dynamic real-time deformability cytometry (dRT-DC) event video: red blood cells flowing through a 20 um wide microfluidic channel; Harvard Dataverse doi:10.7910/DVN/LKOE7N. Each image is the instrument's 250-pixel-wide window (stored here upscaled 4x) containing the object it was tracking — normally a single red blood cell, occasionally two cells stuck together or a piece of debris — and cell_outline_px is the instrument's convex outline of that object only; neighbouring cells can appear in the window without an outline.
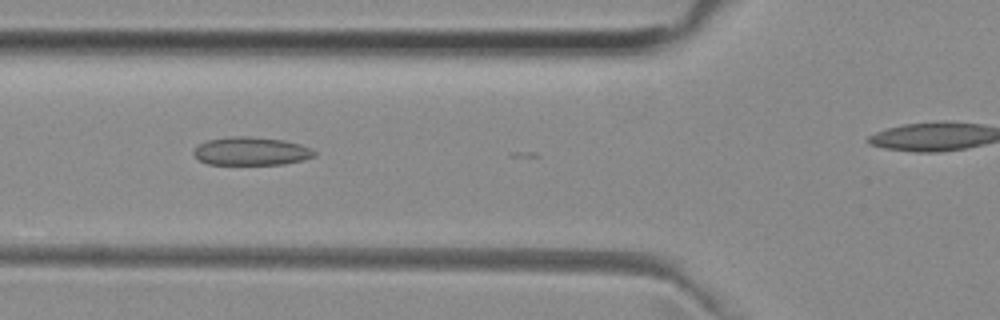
{"species": "common noctule bat (a hibernating species)", "species_latin": "Nyctalus noctula", "temperature_condition": "room temperature", "stored_images_in_passage": 15, "camera_frame_rate_fps": 3000, "um_per_image_px": 0.085, "animal": {"sex": "female", "body_mass_g": 29.2, "forearm_length_mm": 56.3}, "frame": {"image": 1, "passage_image": 8, "time_ms": 2.333, "image_size_px": [1000, 320], "cell_outline_px": [[316, 156], [304, 160], [284, 164], [208, 164], [200, 160], [192, 152], [200, 144], [208, 140], [232, 136], [252, 136], [284, 140], [300, 144], [312, 148], [316, 152]], "centroid_in_image_um": [21.4, 12.85], "position_along_channel_um": 104.4, "area_um2": 19.88}}
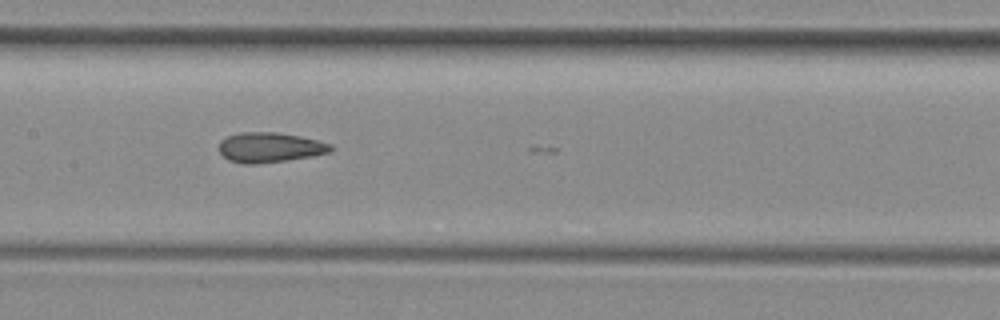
{"frame": {"image": 2, "passage_image": 14, "time_ms": 4.333, "image_size_px": [1000, 320], "cell_outline_px": [[332, 148], [328, 152], [312, 156], [288, 160], [256, 164], [244, 164], [228, 160], [220, 152], [220, 140], [228, 136], [240, 132], [276, 132], [300, 136], [332, 144]], "centroid_in_image_um": [22.91, 12.53], "position_along_channel_um": 184.5, "area_um2": 19.42}}